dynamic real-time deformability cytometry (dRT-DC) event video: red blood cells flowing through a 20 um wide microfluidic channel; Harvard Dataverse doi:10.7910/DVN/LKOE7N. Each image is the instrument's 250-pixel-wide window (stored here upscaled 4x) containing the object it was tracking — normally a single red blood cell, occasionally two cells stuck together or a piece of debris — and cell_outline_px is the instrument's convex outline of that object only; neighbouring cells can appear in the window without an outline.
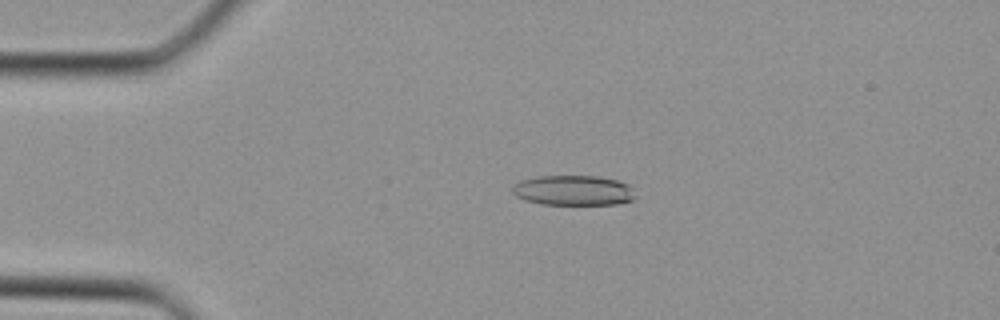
{"species": "Egyptian fruit bat (a non-hibernating species)", "species_latin": "Rousettus aegyptiacus", "temperature_condition": "cold", "stored_images_in_passage": 38, "camera_frame_rate_fps": 3000, "um_per_image_px": 0.085, "animal": {"sex": "female"}, "frame": {"image": 1, "passage_image": 8, "time_ms": 2.333, "image_size_px": [1000, 320], "cell_outline_px": [[636, 200], [616, 204], [540, 204], [524, 200], [516, 196], [512, 192], [512, 188], [520, 180], [540, 176], [596, 176], [616, 180], [628, 184], [632, 188], [636, 196]], "centroid_in_image_um": [48.76, 16.19], "position_along_channel_um": 36.2, "area_um2": 21.62}}
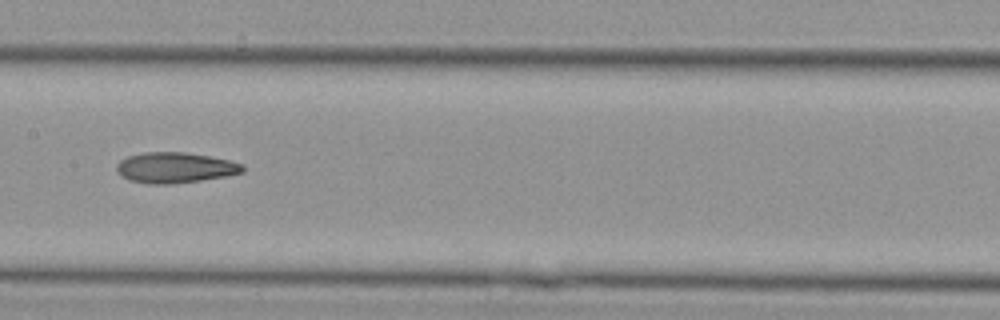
{"frame": {"image": 2, "passage_image": 19, "time_ms": 6.0, "image_size_px": [1000, 320], "cell_outline_px": [[244, 172], [228, 176], [172, 184], [148, 184], [128, 180], [120, 176], [116, 172], [116, 164], [120, 160], [128, 156], [144, 152], [184, 152], [208, 156], [228, 160], [244, 164]], "centroid_in_image_um": [14.85, 14.26], "position_along_channel_um": 192.6, "area_um2": 22.66}}
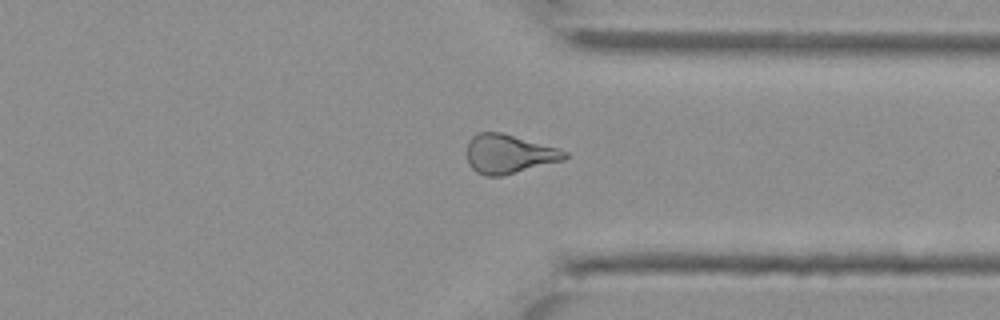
{"frame": {"image": 3, "passage_image": 29, "time_ms": 9.333, "image_size_px": [1000, 320], "cell_outline_px": [[568, 156], [564, 160], [500, 176], [484, 176], [476, 172], [468, 164], [468, 140], [476, 132], [504, 132], [556, 148], [568, 152]], "centroid_in_image_um": [43.22, 13.07], "position_along_channel_um": 368.2, "area_um2": 22.2}}